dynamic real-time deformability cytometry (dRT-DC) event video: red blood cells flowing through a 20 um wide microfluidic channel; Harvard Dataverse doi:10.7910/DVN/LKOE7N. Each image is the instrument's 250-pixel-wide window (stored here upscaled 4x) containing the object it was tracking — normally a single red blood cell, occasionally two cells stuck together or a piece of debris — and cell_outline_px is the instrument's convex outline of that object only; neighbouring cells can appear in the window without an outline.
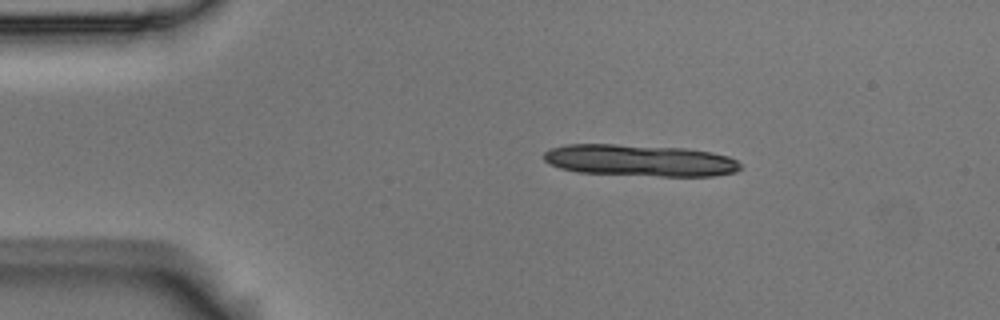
{"species": "Egyptian fruit bat (a non-hibernating species)", "species_latin": "Rousettus aegyptiacus", "temperature_condition": "room temperature", "stored_images_in_passage": 3, "camera_frame_rate_fps": 3000, "um_per_image_px": 0.085, "animal": {"sex": "male"}, "frame": {"image": 1, "passage_image": 1, "time_ms": 0.0, "image_size_px": [1000, 320], "cell_outline_px": [[744, 168], [736, 172], [712, 176], [660, 176], [576, 172], [560, 168], [548, 164], [544, 160], [544, 152], [552, 148], [564, 144], [616, 144], [688, 148], [712, 152], [728, 156], [736, 160]], "centroid_in_image_um": [54.4, 13.63], "position_along_channel_um": 30.6, "area_um2": 36.65}}